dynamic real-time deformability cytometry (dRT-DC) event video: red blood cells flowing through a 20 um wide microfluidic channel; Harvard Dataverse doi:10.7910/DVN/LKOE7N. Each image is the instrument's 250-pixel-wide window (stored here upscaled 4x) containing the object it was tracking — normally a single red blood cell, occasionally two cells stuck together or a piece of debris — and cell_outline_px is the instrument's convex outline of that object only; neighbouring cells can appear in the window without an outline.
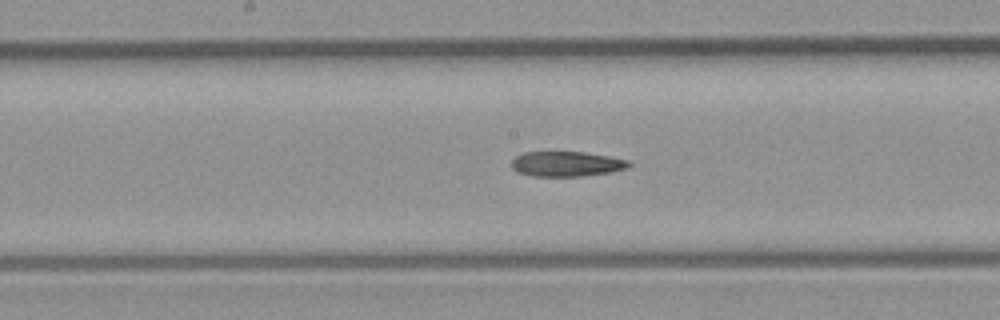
{"species": "common noctule bat (a hibernating species)", "species_latin": "Nyctalus noctula", "temperature_condition": "room temperature", "stored_images_in_passage": 22, "camera_frame_rate_fps": 3000, "um_per_image_px": 0.085, "animal": {"sex": "male", "body_mass_g": 23.1, "forearm_length_mm": 52.7}, "frame": {"image": 1, "passage_image": 22, "time_ms": 7.0, "image_size_px": [1000, 320], "cell_outline_px": [[632, 164], [628, 168], [608, 172], [580, 176], [532, 176], [516, 172], [512, 168], [512, 160], [516, 156], [524, 152], [584, 152], [608, 156], [628, 160]], "centroid_in_image_um": [48.13, 13.93], "position_along_channel_um": 200.1, "area_um2": 17.05}}